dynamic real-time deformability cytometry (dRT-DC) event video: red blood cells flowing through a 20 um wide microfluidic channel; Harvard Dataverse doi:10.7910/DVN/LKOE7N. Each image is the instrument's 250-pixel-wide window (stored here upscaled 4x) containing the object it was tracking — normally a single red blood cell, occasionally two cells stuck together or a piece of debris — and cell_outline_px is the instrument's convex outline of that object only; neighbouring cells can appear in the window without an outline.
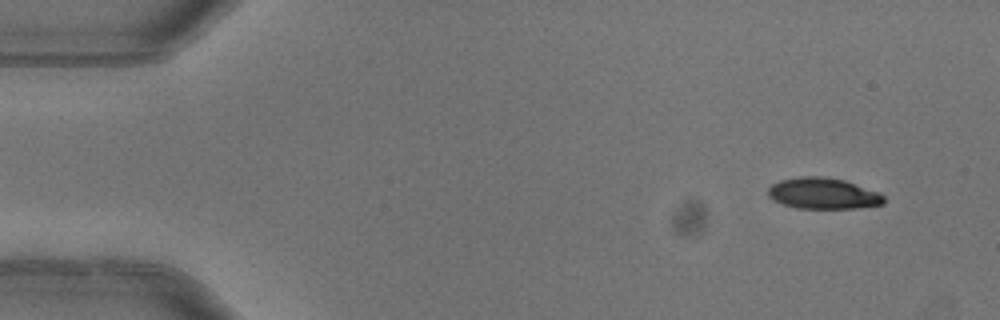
{"species": "common noctule bat (a hibernating species)", "species_latin": "Nyctalus noctula", "temperature_condition": "warm", "stored_images_in_passage": 4, "camera_frame_rate_fps": 3000, "um_per_image_px": 0.085, "animal": {"sex": "female"}, "frame": {"image": 1, "passage_image": 1, "time_ms": 0.0, "image_size_px": [1000, 320], "cell_outline_px": [[884, 204], [856, 208], [796, 208], [772, 200], [768, 196], [768, 188], [772, 184], [780, 180], [800, 176], [820, 176], [844, 180], [880, 192], [884, 196]], "centroid_in_image_um": [69.96, 16.44], "position_along_channel_um": 15.0, "area_um2": 21.04}}
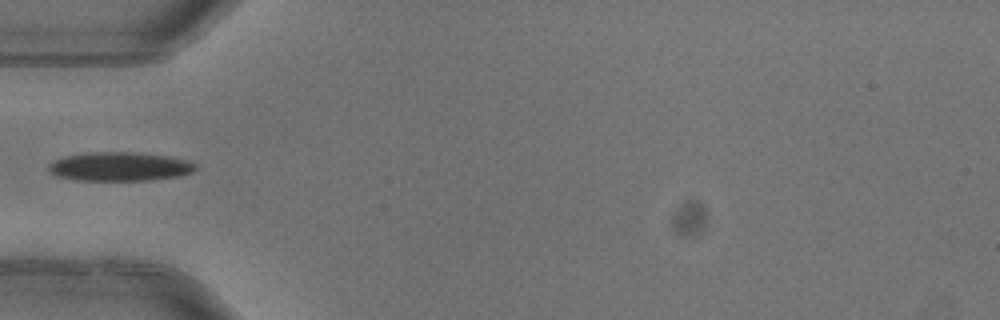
{"frame": {"image": 2, "passage_image": 4, "time_ms": 1.0, "image_size_px": [1000, 320], "cell_outline_px": [[196, 168], [192, 172], [180, 176], [152, 180], [76, 180], [56, 176], [48, 172], [48, 164], [52, 160], [64, 156], [92, 152], [136, 152], [168, 156], [188, 160], [196, 164]], "centroid_in_image_um": [10.15, 14.15], "position_along_channel_um": 74.9, "area_um2": 24.97}}